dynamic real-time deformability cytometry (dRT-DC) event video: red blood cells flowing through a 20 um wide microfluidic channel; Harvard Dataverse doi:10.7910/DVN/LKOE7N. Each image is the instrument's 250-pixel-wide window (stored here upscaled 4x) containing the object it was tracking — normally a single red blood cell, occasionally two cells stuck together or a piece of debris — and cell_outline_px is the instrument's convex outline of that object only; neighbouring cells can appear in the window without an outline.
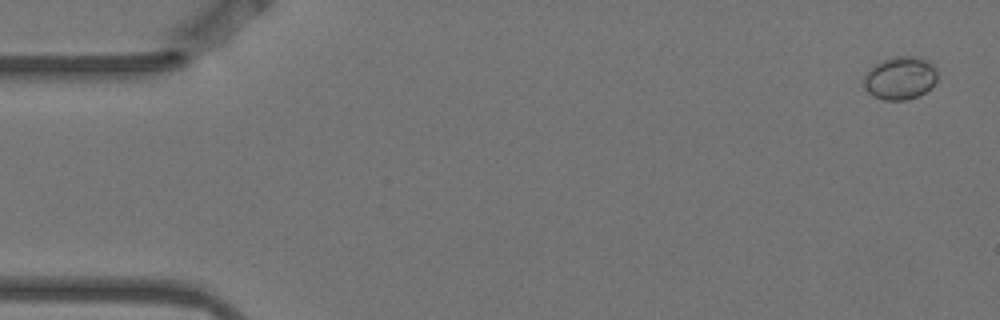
{"species": "Egyptian fruit bat (a non-hibernating species)", "species_latin": "Rousettus aegyptiacus", "temperature_condition": "warm", "stored_images_in_passage": 5, "camera_frame_rate_fps": 3000, "um_per_image_px": 0.085, "animal": {"sex": "female"}, "frame": {"image": 1, "passage_image": 1, "time_ms": 0.0, "image_size_px": [1000, 320], "cell_outline_px": [[936, 80], [924, 92], [916, 96], [904, 100], [884, 100], [872, 96], [868, 92], [864, 84], [864, 76], [876, 64], [892, 56], [916, 56], [928, 60], [936, 68]], "centroid_in_image_um": [76.51, 6.62], "position_along_channel_um": 8.5, "area_um2": 18.15}}
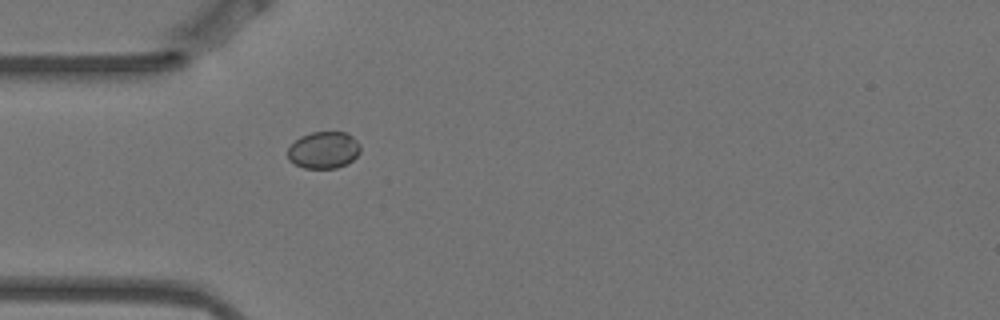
{"frame": {"image": 2, "passage_image": 5, "time_ms": 1.333, "image_size_px": [1000, 320], "cell_outline_px": [[360, 152], [348, 164], [336, 168], [304, 168], [288, 160], [288, 148], [300, 136], [312, 132], [348, 132], [360, 144]], "centroid_in_image_um": [27.53, 12.75], "position_along_channel_um": 57.5, "area_um2": 15.66}}